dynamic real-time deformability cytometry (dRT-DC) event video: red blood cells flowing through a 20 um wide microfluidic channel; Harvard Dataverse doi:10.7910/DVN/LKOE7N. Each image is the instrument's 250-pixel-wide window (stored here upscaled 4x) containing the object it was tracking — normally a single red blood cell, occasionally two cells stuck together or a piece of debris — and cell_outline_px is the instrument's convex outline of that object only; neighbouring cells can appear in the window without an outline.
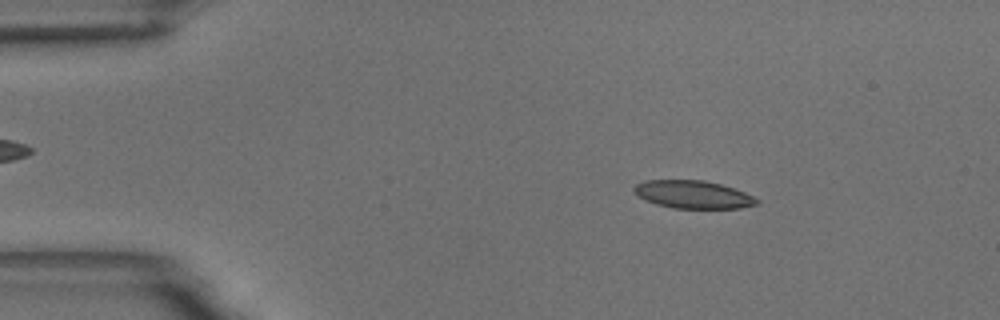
{"species": "common noctule bat (a hibernating species)", "species_latin": "Nyctalus noctula", "temperature_condition": "room temperature", "stored_images_in_passage": 54, "camera_frame_rate_fps": 3000, "um_per_image_px": 0.085, "animal": {"sex": "male", "body_mass_g": 18.8}, "frame": {"image": 1, "passage_image": 7, "time_ms": 2.0, "image_size_px": [1000, 320], "cell_outline_px": [[760, 204], [740, 208], [672, 208], [656, 204], [632, 192], [632, 188], [636, 184], [644, 180], [704, 180], [720, 184], [744, 192], [760, 200]], "centroid_in_image_um": [58.91, 16.53], "position_along_channel_um": 26.1, "area_um2": 19.88}}
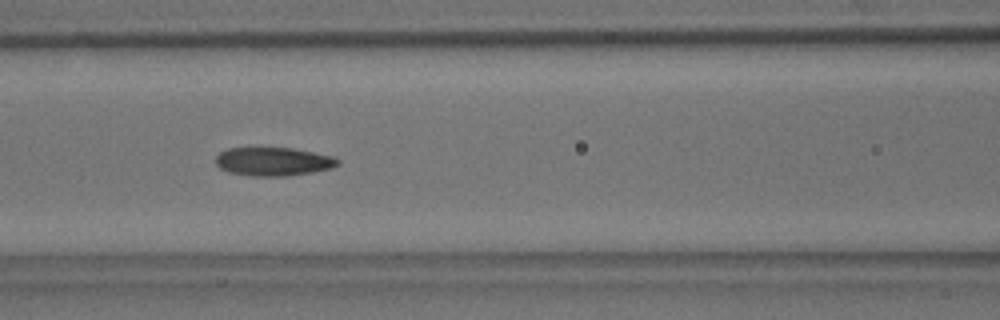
{"frame": {"image": 2, "passage_image": 22, "time_ms": 7.0, "image_size_px": [1000, 320], "cell_outline_px": [[340, 164], [332, 168], [312, 172], [288, 176], [252, 176], [228, 172], [220, 168], [216, 164], [216, 156], [220, 152], [228, 148], [292, 148], [332, 156], [340, 160]], "centroid_in_image_um": [23.23, 13.74], "position_along_channel_um": 143.4, "area_um2": 20.29}}
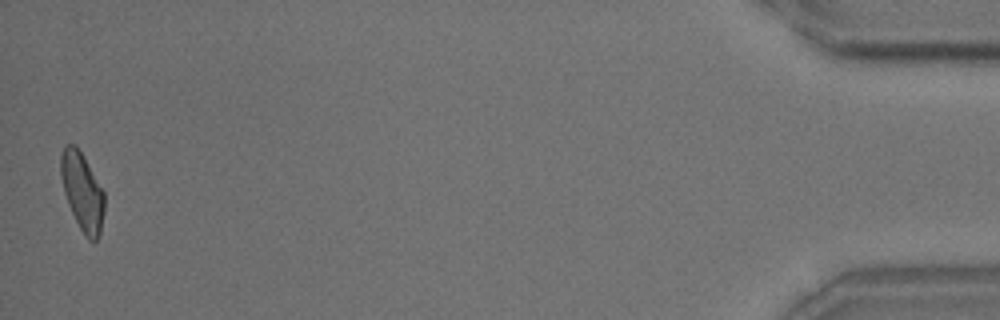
{"frame": {"image": 3, "passage_image": 53, "time_ms": 17.333, "image_size_px": [1000, 320], "cell_outline_px": [[104, 212], [100, 232], [96, 240], [88, 240], [84, 236], [68, 204], [64, 192], [60, 176], [60, 156], [64, 144], [76, 144], [104, 192]], "centroid_in_image_um": [6.97, 16.27], "position_along_channel_um": 428.2, "area_um2": 19.65}, "authors_computed_cell_mechanics": {"area_um2": 20.4034, "velocity_mm_per_s": 3.6409, "shape_relaxation_time_tau1_ms": null, "shape_relaxation_time_tau2_ms": 3.7913, "deformation_change_tau1": null, "deformation_change_tau2": 0.0986}}